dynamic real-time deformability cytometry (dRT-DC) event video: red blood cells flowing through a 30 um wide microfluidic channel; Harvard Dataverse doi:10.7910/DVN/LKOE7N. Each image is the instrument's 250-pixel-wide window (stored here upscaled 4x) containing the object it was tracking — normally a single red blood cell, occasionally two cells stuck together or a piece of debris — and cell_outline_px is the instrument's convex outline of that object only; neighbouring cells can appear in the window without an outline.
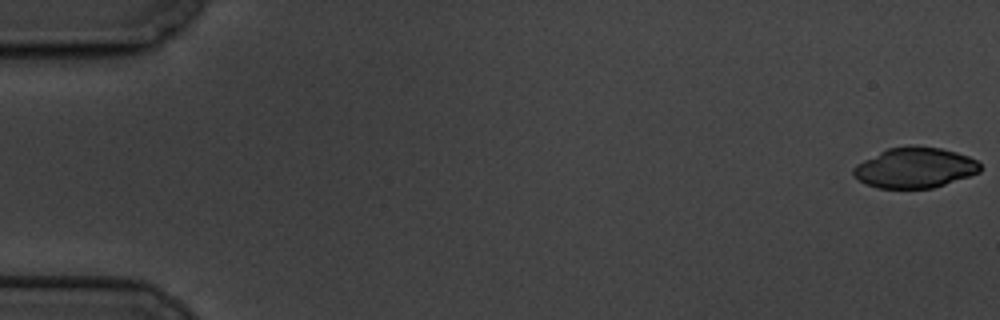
{"species": "common noctule bat (a hibernating species)", "species_latin": "Nyctalus noctula", "temperature_condition": "cold", "stored_images_in_passage": 61, "camera_frame_rate_fps": 3000, "um_per_image_px": 0.085, "animal": {"sex": "male", "body_mass_g": 19.5, "forearm_length_mm": 54.6}, "frame": {"image": 1, "passage_image": 1, "time_ms": 0.0, "image_size_px": [1000, 320], "cell_outline_px": [[980, 172], [932, 188], [876, 188], [860, 180], [852, 172], [852, 168], [856, 164], [888, 148], [908, 144], [912, 144], [940, 148], [956, 152], [968, 156], [976, 160], [980, 164]], "centroid_in_image_um": [77.75, 14.23], "position_along_channel_um": 7.2, "area_um2": 29.77}}